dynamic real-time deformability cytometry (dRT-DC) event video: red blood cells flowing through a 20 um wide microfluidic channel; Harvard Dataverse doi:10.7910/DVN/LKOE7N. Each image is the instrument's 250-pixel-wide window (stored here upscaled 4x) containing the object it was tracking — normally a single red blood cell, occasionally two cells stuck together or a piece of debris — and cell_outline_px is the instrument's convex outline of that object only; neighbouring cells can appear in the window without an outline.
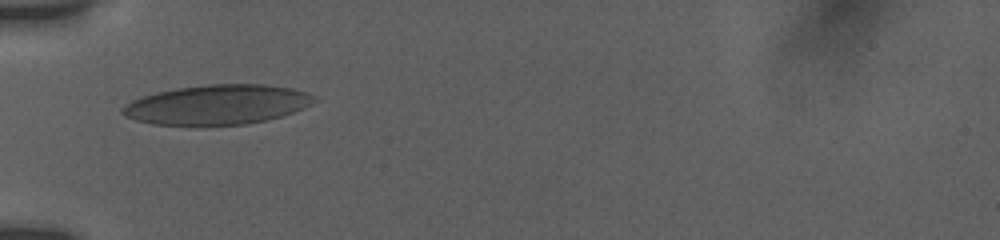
{"species": "human", "species_latin": "Homo sapiens", "temperature_condition": "room temperature", "stored_images_in_passage": 6, "camera_frame_rate_fps": 3000, "um_per_image_px": 0.085, "donor": {"sex": "female"}, "frame": {"image": 1, "passage_image": 3, "time_ms": 1.667, "image_size_px": [1000, 240], "cell_outline_px": [[316, 100], [312, 104], [292, 112], [280, 116], [264, 120], [244, 124], [152, 124], [136, 120], [124, 116], [120, 112], [120, 108], [132, 100], [156, 92], [176, 88], [208, 84], [264, 84], [292, 88], [308, 92], [316, 96]], "centroid_in_image_um": [18.46, 8.87], "position_along_channel_um": 66.5, "area_um2": 43.99}}
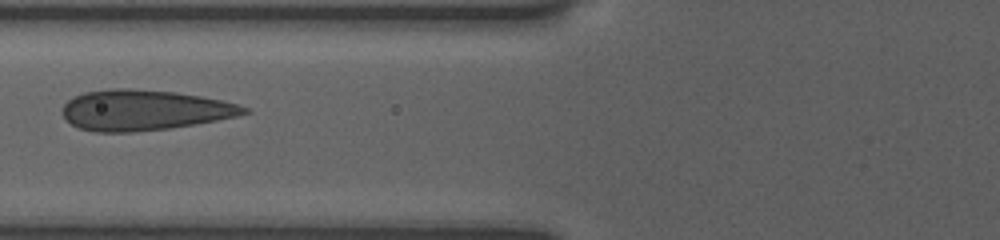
{"frame": {"image": 2, "passage_image": 5, "time_ms": 3.0, "image_size_px": [1000, 240], "cell_outline_px": [[252, 112], [236, 116], [216, 120], [168, 128], [132, 132], [96, 132], [80, 128], [72, 124], [60, 112], [64, 104], [68, 100], [84, 92], [112, 88], [128, 88], [176, 92], [200, 96], [220, 100], [236, 104], [248, 108]], "centroid_in_image_um": [12.22, 9.35], "position_along_channel_um": 113.6, "area_um2": 42.54}}